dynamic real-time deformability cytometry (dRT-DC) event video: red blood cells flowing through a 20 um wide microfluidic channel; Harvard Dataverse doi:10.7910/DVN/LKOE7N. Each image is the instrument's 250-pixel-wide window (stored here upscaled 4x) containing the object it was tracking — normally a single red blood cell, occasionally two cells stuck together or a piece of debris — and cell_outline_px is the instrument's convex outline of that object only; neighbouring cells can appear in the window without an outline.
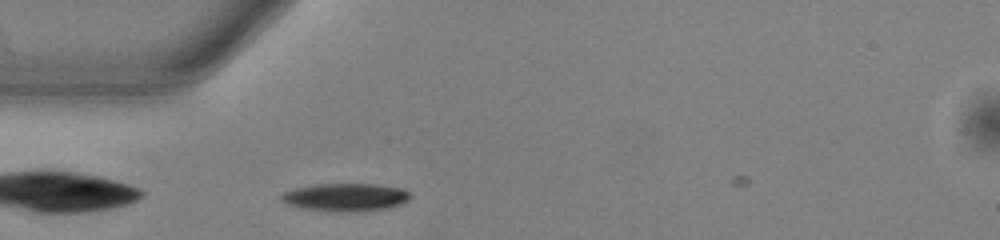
{"species": "common noctule bat (a hibernating species)", "species_latin": "Nyctalus noctula", "temperature_condition": "warm", "stored_images_in_passage": 40, "camera_frame_rate_fps": 3000, "um_per_image_px": 0.085, "animal": {"sex": "male", "body_mass_g": 13.0, "forearm_length_mm": 53.1}, "frame": {"image": 1, "passage_image": 7, "time_ms": 2.0, "image_size_px": [1000, 240], "cell_outline_px": [[412, 196], [408, 200], [400, 204], [388, 208], [356, 212], [340, 212], [304, 208], [288, 204], [280, 200], [280, 196], [284, 192], [296, 188], [312, 184], [376, 184], [400, 188], [412, 192]], "centroid_in_image_um": [29.4, 16.76], "position_along_channel_um": 55.6, "area_um2": 21.04}}
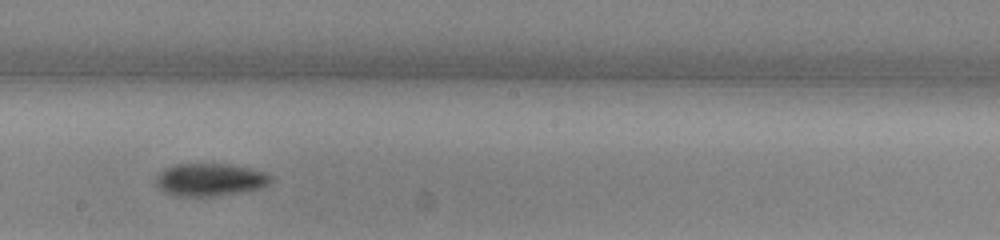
{"frame": {"image": 2, "passage_image": 21, "time_ms": 6.667, "image_size_px": [1000, 240], "cell_outline_px": [[272, 180], [268, 184], [260, 188], [240, 192], [212, 196], [176, 196], [164, 192], [156, 184], [156, 176], [164, 168], [176, 164], [228, 164], [248, 168], [264, 172], [272, 176]], "centroid_in_image_um": [17.83, 15.27], "position_along_channel_um": 230.4, "area_um2": 21.73}}
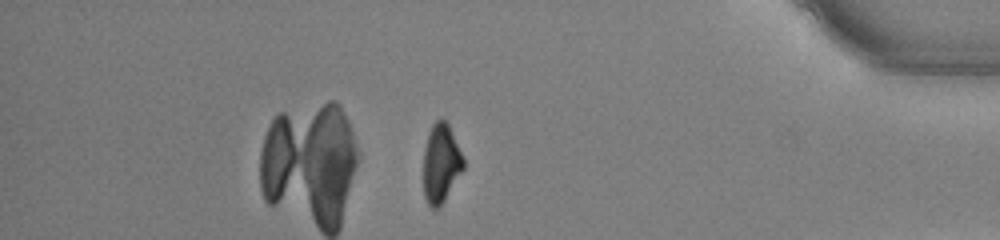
{"frame": {"image": 3, "passage_image": 37, "time_ms": 12.0, "image_size_px": [1000, 240], "cell_outline_px": [[464, 168], [444, 200], [436, 208], [432, 208], [428, 204], [424, 196], [424, 148], [428, 132], [432, 124], [440, 116], [448, 120], [464, 160]], "centroid_in_image_um": [37.48, 13.79], "position_along_channel_um": 397.7, "area_um2": 18.44}, "authors_computed_cell_mechanics": {"area_um2": 20.2011, "velocity_mm_per_s": 3.8518, "shape_relaxation_time_tau1_ms": 2.4874, "shape_relaxation_time_tau2_ms": null, "deformation_change_tau1": 0.1096, "deformation_change_tau2": null}}